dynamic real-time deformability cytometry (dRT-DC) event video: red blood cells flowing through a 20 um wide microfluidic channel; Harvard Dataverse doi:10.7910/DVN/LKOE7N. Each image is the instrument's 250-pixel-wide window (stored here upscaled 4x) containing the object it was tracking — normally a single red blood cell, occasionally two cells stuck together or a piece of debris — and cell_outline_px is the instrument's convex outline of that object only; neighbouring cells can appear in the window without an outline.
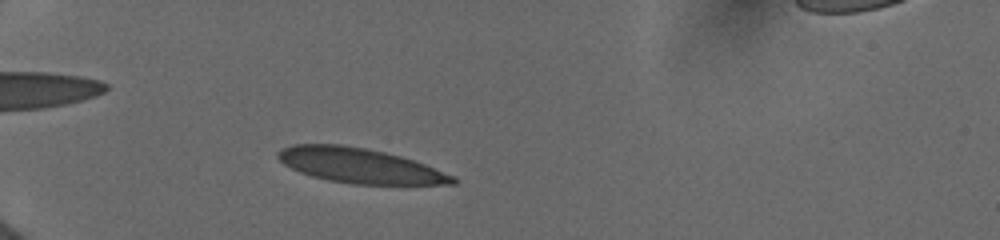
{"species": "human", "species_latin": "Homo sapiens", "temperature_condition": "cold", "stored_images_in_passage": 28, "camera_frame_rate_fps": 3000, "um_per_image_px": 0.085, "donor": {"sex": "female"}, "frame": {"image": 1, "passage_image": 4, "time_ms": 1.333, "image_size_px": [1000, 240], "cell_outline_px": [[456, 184], [352, 184], [328, 180], [312, 176], [300, 172], [284, 164], [276, 156], [276, 152], [280, 148], [292, 144], [340, 144], [364, 148], [384, 152], [400, 156], [424, 164], [456, 176]], "centroid_in_image_um": [30.54, 14.07], "position_along_channel_um": 54.5, "area_um2": 35.37}}
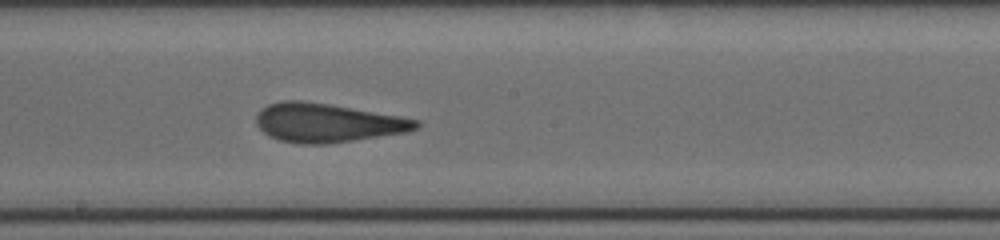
{"frame": {"image": 2, "passage_image": 17, "time_ms": 6.333, "image_size_px": [1000, 240], "cell_outline_px": [[420, 128], [408, 132], [324, 144], [300, 144], [280, 140], [268, 136], [256, 124], [256, 116], [268, 104], [280, 100], [300, 100], [328, 104], [400, 116], [420, 120]], "centroid_in_image_um": [27.84, 10.44], "position_along_channel_um": 220.4, "area_um2": 36.01}}
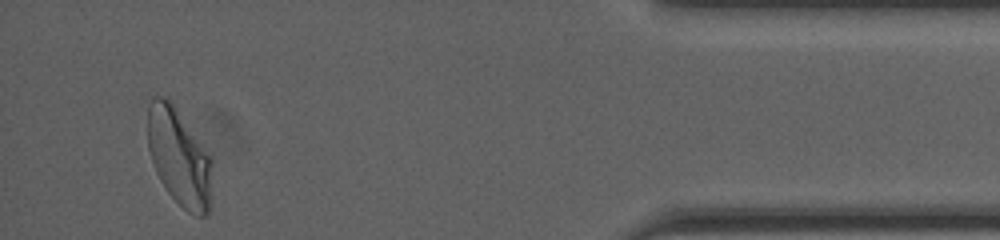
{"frame": {"image": 3, "passage_image": 28, "time_ms": 12.667, "image_size_px": [1000, 240], "cell_outline_px": [[212, 204], [208, 212], [204, 216], [196, 216], [188, 212], [168, 192], [160, 180], [156, 172], [148, 148], [148, 104], [152, 96], [168, 96], [212, 156]], "centroid_in_image_um": [15.26, 13.34], "position_along_channel_um": 419.9, "area_um2": 37.28}, "authors_computed_cell_mechanics": {"area_um2": 35.8071, "velocity_mm_per_s": 3.9134, "shape_relaxation_time_tau1_ms": 9.1408, "shape_relaxation_time_tau2_ms": 0.8519, "deformation_change_tau1": 0.2235, "deformation_change_tau2": 0.0557}}